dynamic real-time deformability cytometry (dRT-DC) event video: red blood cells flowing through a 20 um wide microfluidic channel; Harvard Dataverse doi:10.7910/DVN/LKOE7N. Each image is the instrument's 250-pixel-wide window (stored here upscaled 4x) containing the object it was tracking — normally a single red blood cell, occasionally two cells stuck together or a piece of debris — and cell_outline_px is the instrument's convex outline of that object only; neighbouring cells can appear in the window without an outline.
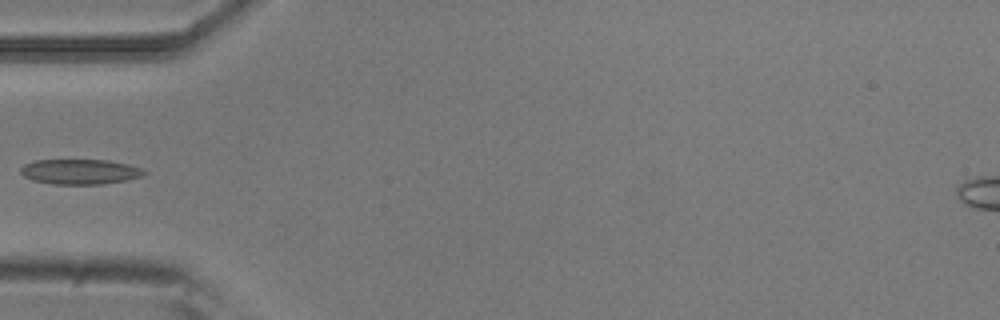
{"species": "common noctule bat (a hibernating species)", "species_latin": "Nyctalus noctula", "temperature_condition": "room temperature", "stored_images_in_passage": 6, "camera_frame_rate_fps": 3000, "um_per_image_px": 0.085, "animal": {"sex": "male", "body_mass_g": 20.5, "forearm_length_mm": 52.5}, "frame": {"image": 1, "passage_image": 4, "time_ms": 1.0, "image_size_px": [1000, 320], "cell_outline_px": [[148, 172], [140, 176], [128, 180], [100, 184], [52, 184], [32, 180], [24, 176], [20, 172], [20, 168], [24, 164], [36, 160], [108, 160], [128, 164], [144, 168]], "centroid_in_image_um": [6.81, 14.59], "position_along_channel_um": 78.2, "area_um2": 18.15}}
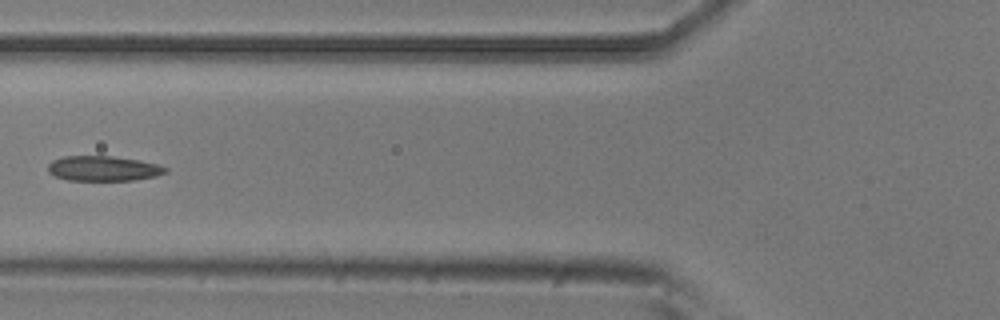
{"frame": {"image": 2, "passage_image": 5, "time_ms": 1.333, "image_size_px": [1000, 320], "cell_outline_px": [[168, 172], [156, 176], [136, 180], [68, 180], [52, 176], [48, 172], [48, 164], [52, 160], [64, 156], [112, 156], [136, 160], [156, 164], [168, 168]], "centroid_in_image_um": [8.75, 14.33], "position_along_channel_um": 117.1, "area_um2": 17.17}}
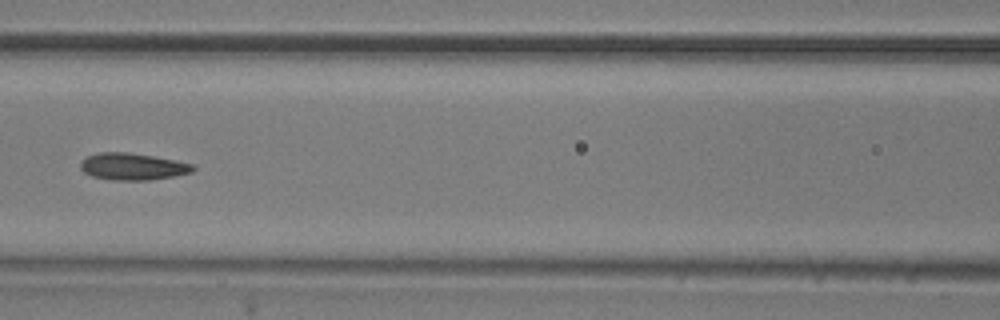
{"frame": {"image": 3, "passage_image": 6, "time_ms": 1.667, "image_size_px": [1000, 320], "cell_outline_px": [[196, 168], [192, 172], [172, 176], [148, 180], [112, 180], [92, 176], [84, 172], [80, 168], [80, 164], [88, 156], [100, 152], [128, 152], [176, 160], [196, 164]], "centroid_in_image_um": [11.31, 14.15], "position_along_channel_um": 155.3, "area_um2": 17.57}}